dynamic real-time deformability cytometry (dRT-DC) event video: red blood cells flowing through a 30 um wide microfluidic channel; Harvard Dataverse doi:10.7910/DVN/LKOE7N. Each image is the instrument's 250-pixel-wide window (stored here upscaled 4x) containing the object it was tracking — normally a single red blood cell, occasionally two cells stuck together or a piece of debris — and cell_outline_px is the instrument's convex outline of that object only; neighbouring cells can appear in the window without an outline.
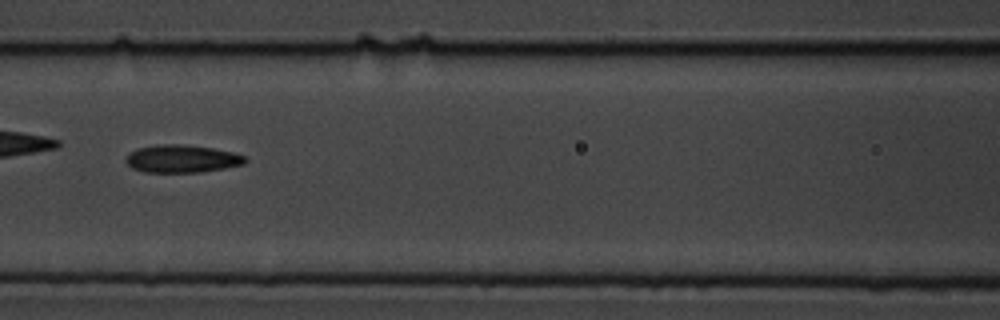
{"species": "common noctule bat (a hibernating species)", "species_latin": "Nyctalus noctula", "temperature_condition": "cold", "stored_images_in_passage": 11, "camera_frame_rate_fps": 3000, "um_per_image_px": 0.085, "animal": {"sex": "male", "body_mass_g": 19.5, "forearm_length_mm": 54.6}, "frame": {"image": 1, "passage_image": 4, "time_ms": 3.667, "image_size_px": [1000, 320], "cell_outline_px": [[248, 160], [244, 164], [224, 168], [200, 172], [144, 172], [132, 168], [124, 160], [136, 148], [160, 144], [180, 144], [212, 148], [232, 152], [244, 156]], "centroid_in_image_um": [15.46, 13.49], "position_along_channel_um": 151.1, "area_um2": 19.13}}
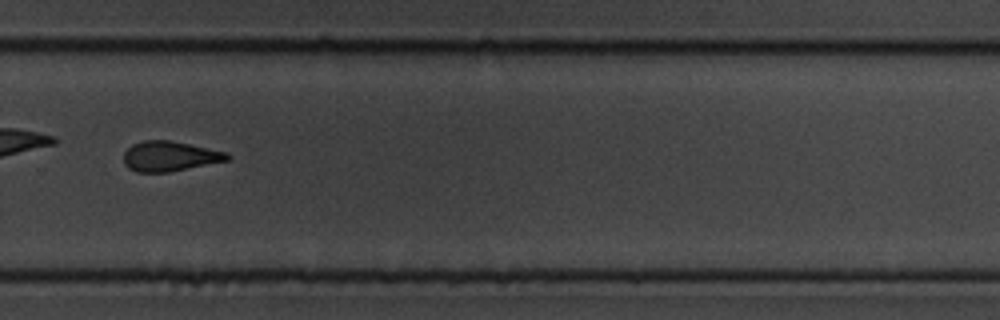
{"frame": {"image": 2, "passage_image": 8, "time_ms": 8.333, "image_size_px": [1000, 320], "cell_outline_px": [[232, 156], [228, 160], [168, 172], [136, 172], [128, 168], [124, 164], [124, 152], [132, 144], [144, 140], [168, 140], [228, 152]], "centroid_in_image_um": [14.41, 13.28], "position_along_channel_um": 315.4, "area_um2": 18.03}}